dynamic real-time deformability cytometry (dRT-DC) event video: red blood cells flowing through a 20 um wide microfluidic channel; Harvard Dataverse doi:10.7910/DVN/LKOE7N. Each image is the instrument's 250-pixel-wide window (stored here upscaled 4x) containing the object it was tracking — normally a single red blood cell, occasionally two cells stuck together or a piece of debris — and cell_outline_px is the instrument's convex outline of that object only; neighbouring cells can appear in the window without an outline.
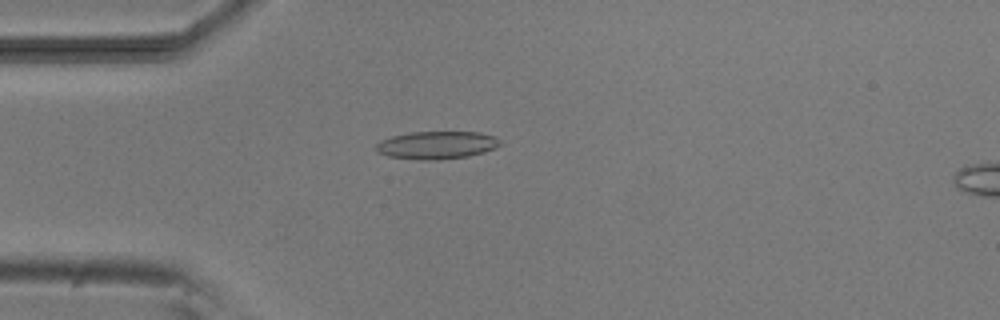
{"species": "common noctule bat (a hibernating species)", "species_latin": "Nyctalus noctula", "temperature_condition": "room temperature", "stored_images_in_passage": 4, "camera_frame_rate_fps": 3000, "um_per_image_px": 0.085, "animal": {"sex": "male", "body_mass_g": 20.5, "forearm_length_mm": 52.5}, "frame": {"image": 1, "passage_image": 3, "time_ms": 2.0, "image_size_px": [1000, 320], "cell_outline_px": [[500, 144], [496, 148], [484, 152], [468, 156], [436, 160], [420, 160], [388, 156], [376, 152], [376, 144], [380, 140], [392, 136], [408, 132], [480, 132], [496, 136], [500, 140]], "centroid_in_image_um": [37.12, 12.33], "position_along_channel_um": 47.9, "area_um2": 20.23}}